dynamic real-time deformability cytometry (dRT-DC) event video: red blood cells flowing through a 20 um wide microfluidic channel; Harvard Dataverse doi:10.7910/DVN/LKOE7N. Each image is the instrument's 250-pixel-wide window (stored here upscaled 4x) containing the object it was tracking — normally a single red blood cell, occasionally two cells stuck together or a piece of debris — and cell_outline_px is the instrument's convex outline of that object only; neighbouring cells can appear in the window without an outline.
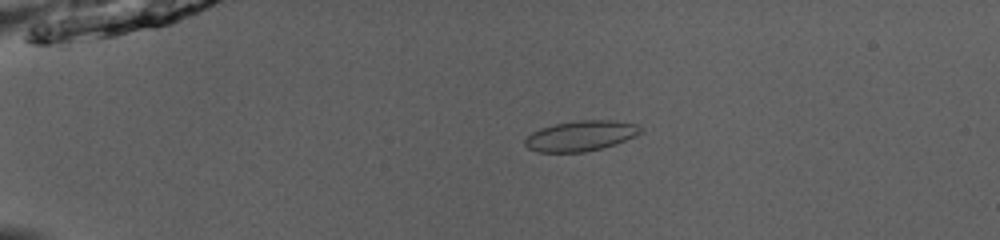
{"species": "common noctule bat (a hibernating species)", "species_latin": "Nyctalus noctula", "temperature_condition": "room temperature", "stored_images_in_passage": 52, "camera_frame_rate_fps": 3000, "um_per_image_px": 0.085, "animal": {"sex": "male", "body_mass_g": 13.0, "forearm_length_mm": 53.1}, "frame": {"image": 1, "passage_image": 13, "time_ms": 4.0, "image_size_px": [1000, 240], "cell_outline_px": [[644, 132], [616, 144], [584, 152], [536, 152], [528, 148], [524, 144], [524, 140], [532, 132], [540, 128], [556, 124], [580, 120], [612, 120], [640, 124]], "centroid_in_image_um": [49.39, 11.54], "position_along_channel_um": 35.6, "area_um2": 20.52}}
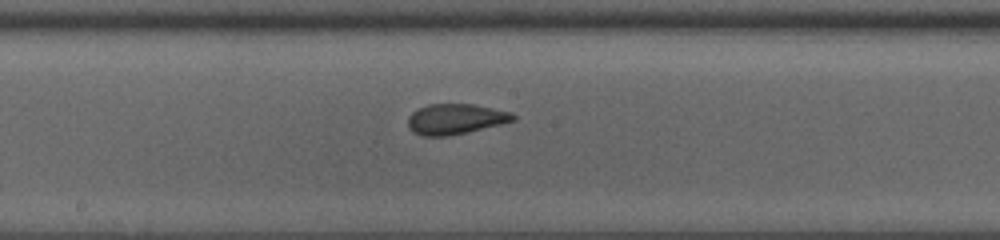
{"frame": {"image": 2, "passage_image": 30, "time_ms": 9.667, "image_size_px": [1000, 240], "cell_outline_px": [[516, 120], [468, 132], [448, 136], [424, 136], [412, 132], [408, 128], [408, 116], [416, 108], [428, 104], [472, 104], [512, 112], [516, 116]], "centroid_in_image_um": [38.68, 10.12], "position_along_channel_um": 209.5, "area_um2": 18.79}}
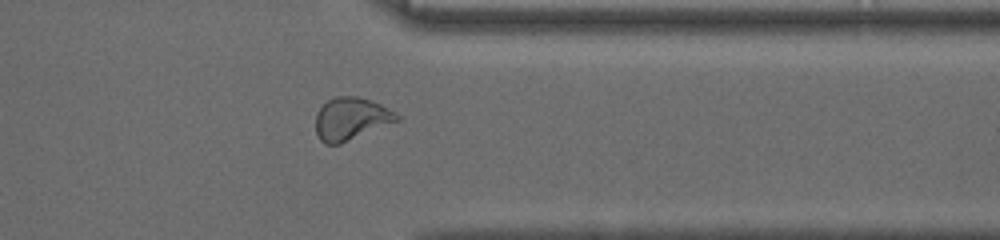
{"frame": {"image": 3, "passage_image": 43, "time_ms": 14.0, "image_size_px": [1000, 240], "cell_outline_px": [[400, 120], [340, 144], [324, 144], [320, 140], [316, 132], [316, 112], [328, 100], [336, 96], [356, 96], [380, 104], [396, 112], [400, 116]], "centroid_in_image_um": [29.83, 10.1], "position_along_channel_um": 381.6, "area_um2": 20.06}, "authors_computed_cell_mechanics": {"area_um2": 19.9699, "velocity_mm_per_s": 4.0104, "shape_relaxation_time_tau1_ms": 6.7473, "shape_relaxation_time_tau2_ms": 1.0816, "deformation_change_tau1": 0.1458, "deformation_change_tau2": 0.0463}}